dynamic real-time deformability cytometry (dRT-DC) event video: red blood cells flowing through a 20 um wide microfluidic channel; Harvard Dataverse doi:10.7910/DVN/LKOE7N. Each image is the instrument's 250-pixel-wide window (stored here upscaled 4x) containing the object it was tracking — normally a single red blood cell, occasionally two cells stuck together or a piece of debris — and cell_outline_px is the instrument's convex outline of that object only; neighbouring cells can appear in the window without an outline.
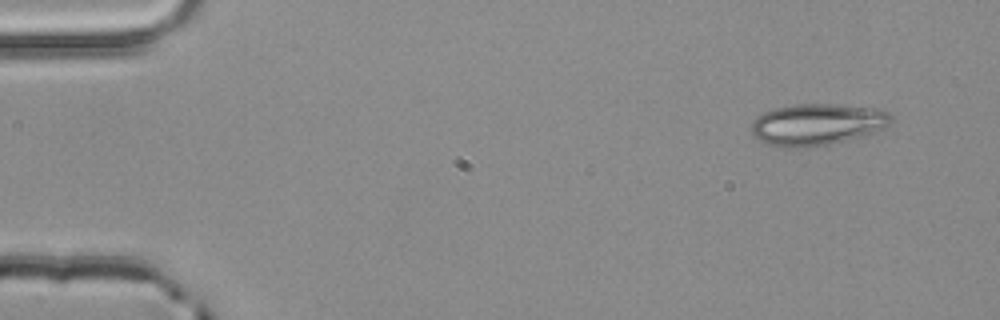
{"species": "common noctule bat (a hibernating species)", "species_latin": "Nyctalus noctula", "temperature_condition": "room temperature", "stored_images_in_passage": 4, "segment_of_instrument_passage": [2, 2], "camera_frame_rate_fps": 3000, "um_per_image_px": 0.085, "animal": {"sex": "male", "body_mass_g": 20.4}, "frame": {"image": 1, "passage_image": 4, "time_ms": 1.0, "image_size_px": [1000, 320], "cell_outline_px": [[892, 120], [884, 128], [864, 136], [828, 144], [788, 148], [768, 144], [752, 136], [752, 124], [764, 112], [776, 108], [796, 104], [832, 104], [872, 108], [888, 112], [892, 116]], "centroid_in_image_um": [69.47, 10.57], "position_along_channel_um": 15.5, "area_um2": 33.35}}